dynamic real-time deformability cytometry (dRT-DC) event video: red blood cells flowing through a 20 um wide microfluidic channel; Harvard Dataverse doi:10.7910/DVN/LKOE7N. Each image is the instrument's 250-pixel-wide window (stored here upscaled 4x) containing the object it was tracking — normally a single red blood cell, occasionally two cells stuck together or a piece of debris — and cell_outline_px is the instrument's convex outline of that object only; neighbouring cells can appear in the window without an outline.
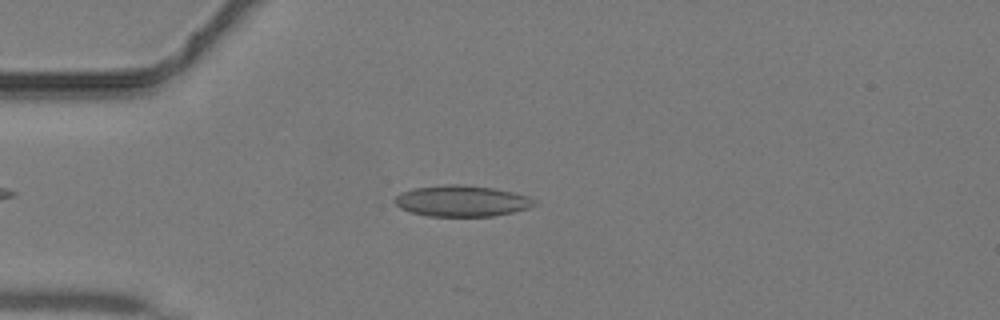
{"species": "common noctule bat (a hibernating species)", "species_latin": "Nyctalus noctula", "temperature_condition": "warm", "stored_images_in_passage": 18, "camera_frame_rate_fps": 3000, "um_per_image_px": 0.085, "animal": {"sex": "male", "body_mass_g": 19.2, "forearm_length_mm": 51.8}, "frame": {"image": 1, "passage_image": 5, "time_ms": 1.333, "image_size_px": [1000, 320], "cell_outline_px": [[536, 204], [528, 208], [512, 212], [492, 216], [428, 216], [412, 212], [400, 208], [392, 200], [400, 192], [412, 188], [448, 184], [456, 184], [492, 188], [512, 192], [528, 196], [536, 200]], "centroid_in_image_um": [39.22, 17.08], "position_along_channel_um": 45.8, "area_um2": 25.2}}
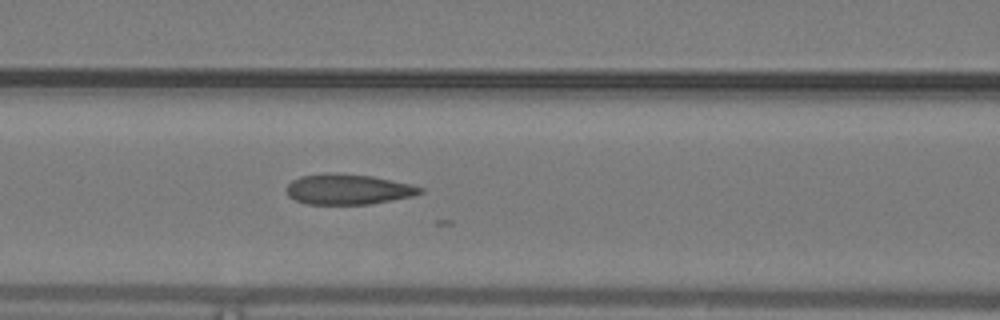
{"frame": {"image": 2, "passage_image": 12, "time_ms": 3.667, "image_size_px": [1000, 320], "cell_outline_px": [[424, 192], [412, 196], [392, 200], [368, 204], [308, 204], [296, 200], [288, 196], [284, 188], [292, 180], [300, 176], [328, 172], [372, 176], [412, 184], [424, 188]], "centroid_in_image_um": [29.57, 16.08], "position_along_channel_um": 137.0, "area_um2": 23.81}}
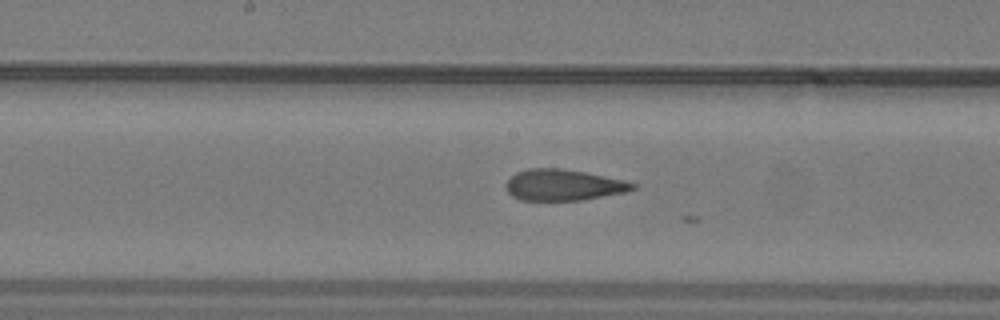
{"frame": {"image": 3, "passage_image": 16, "time_ms": 5.0, "image_size_px": [1000, 320], "cell_outline_px": [[640, 184], [636, 188], [624, 192], [584, 200], [520, 200], [512, 196], [508, 192], [504, 184], [516, 172], [528, 168], [560, 168], [584, 172], [624, 180]], "centroid_in_image_um": [47.89, 15.72], "position_along_channel_um": 200.3, "area_um2": 23.06}}